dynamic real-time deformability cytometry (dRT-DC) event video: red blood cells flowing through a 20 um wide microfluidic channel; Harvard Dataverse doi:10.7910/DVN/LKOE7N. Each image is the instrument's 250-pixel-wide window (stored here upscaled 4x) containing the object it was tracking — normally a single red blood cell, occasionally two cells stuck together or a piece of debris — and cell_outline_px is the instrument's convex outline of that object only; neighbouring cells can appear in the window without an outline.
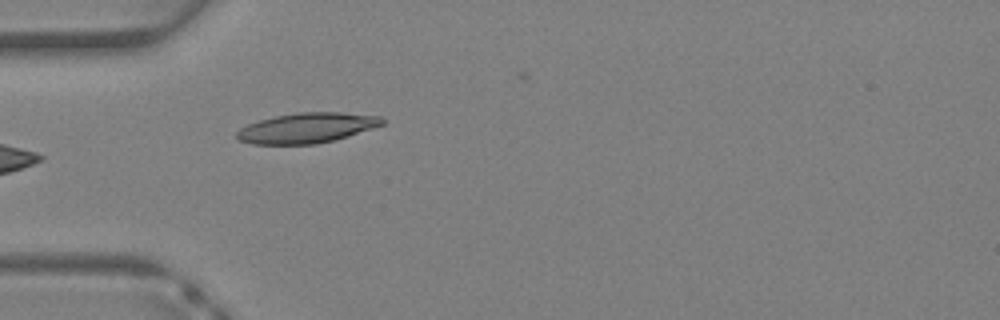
{"species": "Egyptian fruit bat (a non-hibernating species)", "species_latin": "Rousettus aegyptiacus", "temperature_condition": "warm", "stored_images_in_passage": 17, "camera_frame_rate_fps": 3000, "um_per_image_px": 0.085, "animal": {"sex": "female"}, "frame": {"image": 1, "passage_image": 1, "time_ms": 0.0, "image_size_px": [1000, 320], "cell_outline_px": [[384, 124], [348, 136], [316, 144], [252, 144], [240, 140], [236, 136], [236, 132], [240, 128], [248, 124], [260, 120], [276, 116], [300, 112], [340, 112], [380, 116], [384, 120]], "centroid_in_image_um": [26.08, 10.87], "position_along_channel_um": 58.9, "area_um2": 25.32}}
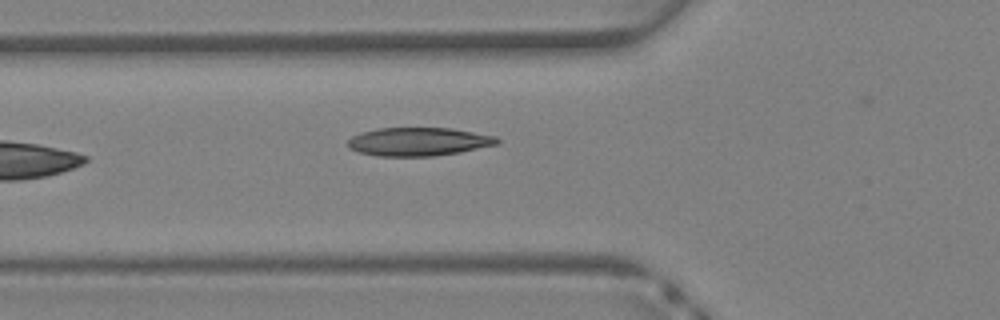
{"frame": {"image": 2, "passage_image": 3, "time_ms": 0.667, "image_size_px": [1000, 320], "cell_outline_px": [[500, 144], [460, 152], [432, 156], [376, 156], [360, 152], [348, 148], [348, 140], [352, 136], [360, 132], [376, 128], [452, 128], [496, 136], [500, 140]], "centroid_in_image_um": [35.58, 12.04], "position_along_channel_um": 90.2, "area_um2": 24.85}}
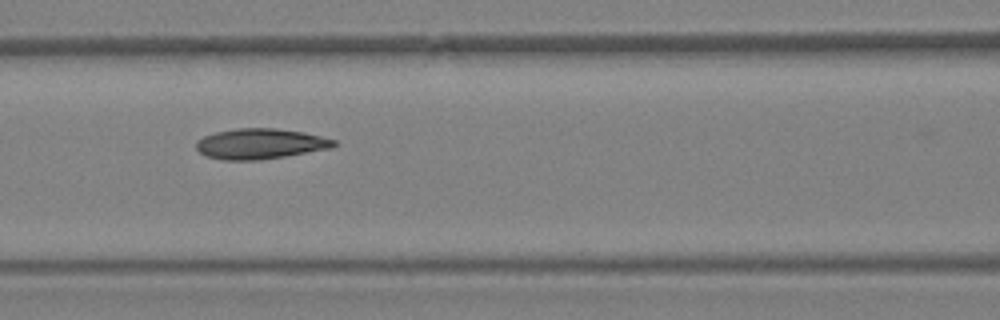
{"frame": {"image": 3, "passage_image": 6, "time_ms": 1.667, "image_size_px": [1000, 320], "cell_outline_px": [[336, 144], [332, 148], [260, 160], [224, 160], [204, 156], [196, 148], [196, 140], [204, 136], [216, 132], [236, 128], [276, 128], [304, 132], [336, 140]], "centroid_in_image_um": [22.1, 12.22], "position_along_channel_um": 144.5, "area_um2": 24.45}}